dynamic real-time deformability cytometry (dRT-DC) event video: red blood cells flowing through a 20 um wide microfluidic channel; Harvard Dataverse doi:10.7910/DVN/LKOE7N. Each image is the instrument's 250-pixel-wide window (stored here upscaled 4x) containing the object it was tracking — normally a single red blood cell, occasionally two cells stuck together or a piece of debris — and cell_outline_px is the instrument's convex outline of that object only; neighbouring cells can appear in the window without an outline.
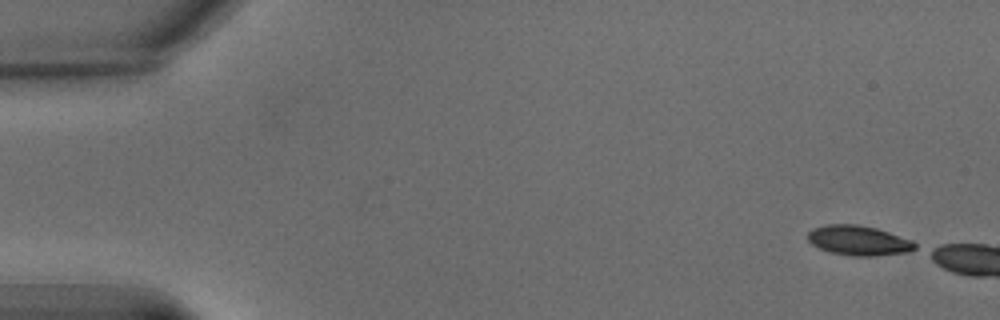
{"species": "common noctule bat (a hibernating species)", "species_latin": "Nyctalus noctula", "temperature_condition": "warm", "stored_images_in_passage": 3, "camera_frame_rate_fps": 3000, "um_per_image_px": 0.085, "animal": {"sex": "male", "body_mass_g": 15.6}, "frame": {"image": 1, "passage_image": 1, "time_ms": 0.0, "image_size_px": [1000, 320], "cell_outline_px": [[916, 248], [908, 252], [872, 256], [852, 256], [828, 252], [812, 244], [808, 240], [808, 232], [812, 228], [828, 224], [856, 224], [876, 228], [912, 240], [916, 244]], "centroid_in_image_um": [72.96, 20.44], "position_along_channel_um": 12.0, "area_um2": 18.61}}